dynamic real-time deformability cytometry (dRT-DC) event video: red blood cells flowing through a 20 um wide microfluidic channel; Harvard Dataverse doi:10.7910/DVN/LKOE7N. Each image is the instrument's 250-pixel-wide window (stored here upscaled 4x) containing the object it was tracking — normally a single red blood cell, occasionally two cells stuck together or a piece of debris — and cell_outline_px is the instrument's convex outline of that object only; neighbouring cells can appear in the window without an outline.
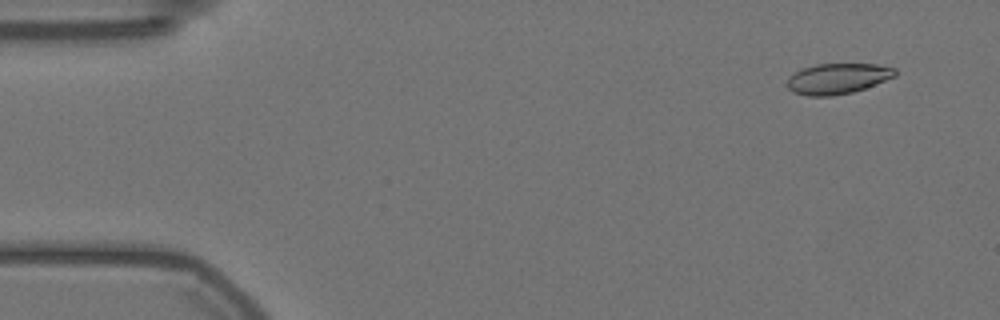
{"species": "Egyptian fruit bat (a non-hibernating species)", "species_latin": "Rousettus aegyptiacus", "temperature_condition": "warm", "stored_images_in_passage": 57, "camera_frame_rate_fps": 3000, "um_per_image_px": 0.085, "animal": {"sex": "female"}, "frame": {"image": 1, "passage_image": 4, "time_ms": 1.0, "image_size_px": [1000, 320], "cell_outline_px": [[896, 76], [864, 88], [852, 92], [832, 96], [808, 96], [792, 92], [788, 88], [788, 76], [804, 68], [816, 64], [880, 64], [896, 68]], "centroid_in_image_um": [71.21, 6.68], "position_along_channel_um": 13.8, "area_um2": 19.19}}
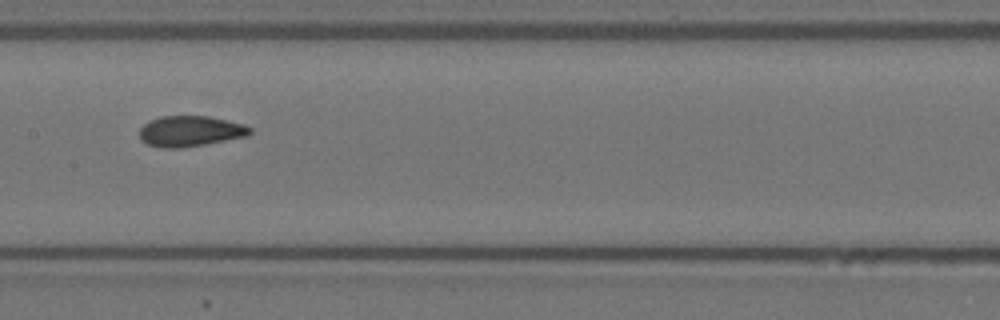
{"frame": {"image": 2, "passage_image": 28, "time_ms": 9.0, "image_size_px": [1000, 320], "cell_outline_px": [[252, 132], [248, 136], [204, 144], [180, 148], [160, 148], [148, 144], [140, 140], [140, 128], [148, 120], [160, 116], [208, 116], [244, 124], [252, 128]], "centroid_in_image_um": [16.16, 11.15], "position_along_channel_um": 191.2, "area_um2": 19.83}}
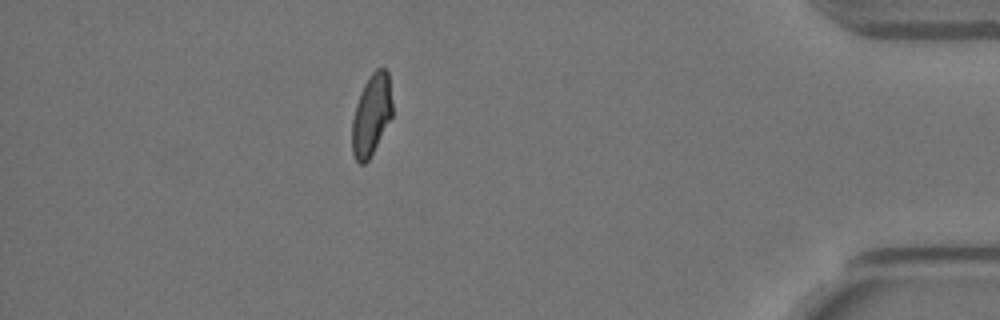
{"frame": {"image": 3, "passage_image": 50, "time_ms": 16.333, "image_size_px": [1000, 320], "cell_outline_px": [[392, 116], [368, 160], [364, 164], [360, 164], [356, 160], [352, 152], [352, 120], [356, 104], [360, 92], [364, 84], [372, 72], [376, 68], [384, 68], [388, 72], [392, 104]], "centroid_in_image_um": [31.56, 9.74], "position_along_channel_um": 403.6, "area_um2": 18.9}, "authors_computed_cell_mechanics": {"area_um2": 19.652, "velocity_mm_per_s": 3.5526, "shape_relaxation_time_tau1_ms": null, "shape_relaxation_time_tau2_ms": 1.7191, "deformation_change_tau1": null, "deformation_change_tau2": 0.0813}}